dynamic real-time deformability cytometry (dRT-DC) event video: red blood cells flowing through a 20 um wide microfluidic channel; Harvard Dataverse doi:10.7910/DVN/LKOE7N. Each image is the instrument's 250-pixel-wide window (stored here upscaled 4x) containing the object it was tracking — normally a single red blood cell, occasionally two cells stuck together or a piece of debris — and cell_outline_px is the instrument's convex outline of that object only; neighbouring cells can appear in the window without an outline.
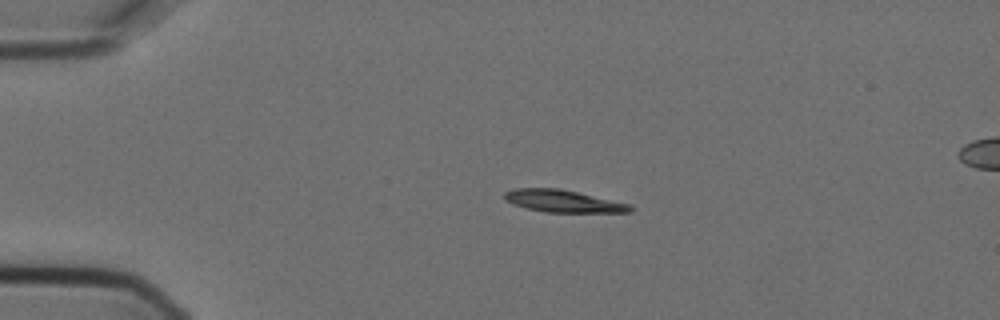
{"species": "Egyptian fruit bat (a non-hibernating species)", "species_latin": "Rousettus aegyptiacus", "temperature_condition": "cold", "stored_images_in_passage": 3, "segment_of_instrument_passage": [1, 2], "camera_frame_rate_fps": 3000, "um_per_image_px": 0.085, "animal": {"sex": "female"}, "frame": {"image": 1, "passage_image": 1, "time_ms": 0.0, "image_size_px": [1000, 320], "cell_outline_px": [[636, 208], [632, 212], [544, 212], [512, 204], [504, 200], [504, 192], [516, 188], [560, 188], [632, 204]], "centroid_in_image_um": [47.91, 17.09], "position_along_channel_um": 37.1, "area_um2": 16.47}}